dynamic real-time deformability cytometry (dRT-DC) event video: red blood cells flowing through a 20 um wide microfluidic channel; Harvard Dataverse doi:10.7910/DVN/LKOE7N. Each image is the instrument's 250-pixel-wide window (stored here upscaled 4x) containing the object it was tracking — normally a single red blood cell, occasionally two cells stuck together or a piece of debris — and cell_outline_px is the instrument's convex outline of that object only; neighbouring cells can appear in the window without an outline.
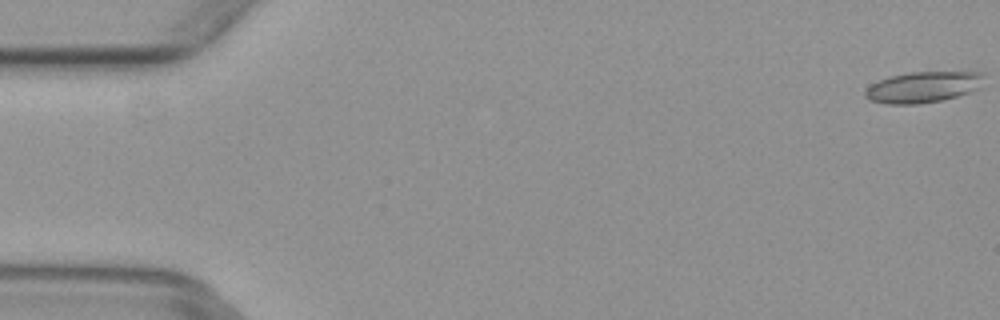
{"species": "common noctule bat (a hibernating species)", "species_latin": "Nyctalus noctula", "temperature_condition": "warm", "stored_images_in_passage": 5, "camera_frame_rate_fps": 3000, "um_per_image_px": 0.085, "animal": {"sex": "female", "body_mass_g": 29.2, "forearm_length_mm": 56.3}, "frame": {"image": 1, "passage_image": 1, "time_ms": 0.0, "image_size_px": [1000, 320], "cell_outline_px": [[984, 76], [980, 88], [944, 100], [916, 104], [888, 104], [868, 100], [864, 96], [864, 92], [872, 84], [880, 80], [892, 76], [912, 72], [984, 72]], "centroid_in_image_um": [78.47, 7.41], "position_along_channel_um": 6.5, "area_um2": 21.33}}